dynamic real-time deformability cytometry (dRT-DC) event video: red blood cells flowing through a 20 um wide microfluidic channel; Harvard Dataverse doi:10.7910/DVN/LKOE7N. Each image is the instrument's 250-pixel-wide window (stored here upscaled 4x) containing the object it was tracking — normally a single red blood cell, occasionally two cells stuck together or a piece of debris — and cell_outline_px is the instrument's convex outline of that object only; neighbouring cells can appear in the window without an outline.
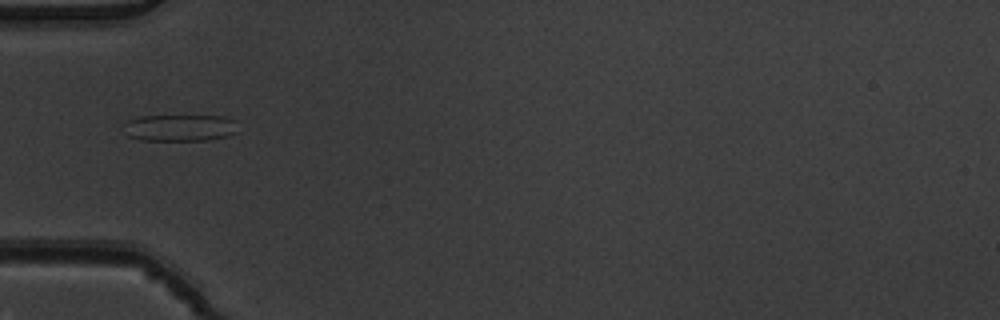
{"species": "common noctule bat (a hibernating species)", "species_latin": "Nyctalus noctula", "temperature_condition": "warm", "stored_images_in_passage": 4, "camera_frame_rate_fps": 3000, "um_per_image_px": 0.085, "animal": {"sex": "male", "body_mass_g": 19.5, "forearm_length_mm": 54.6}, "frame": {"image": 1, "passage_image": 1, "time_ms": 0.0, "image_size_px": [1000, 320], "cell_outline_px": [[240, 132], [228, 136], [208, 140], [140, 140], [128, 136], [120, 128], [120, 124], [124, 120], [140, 116], [224, 116], [236, 120]], "centroid_in_image_um": [15.25, 10.86], "position_along_channel_um": 69.7, "area_um2": 18.5}}
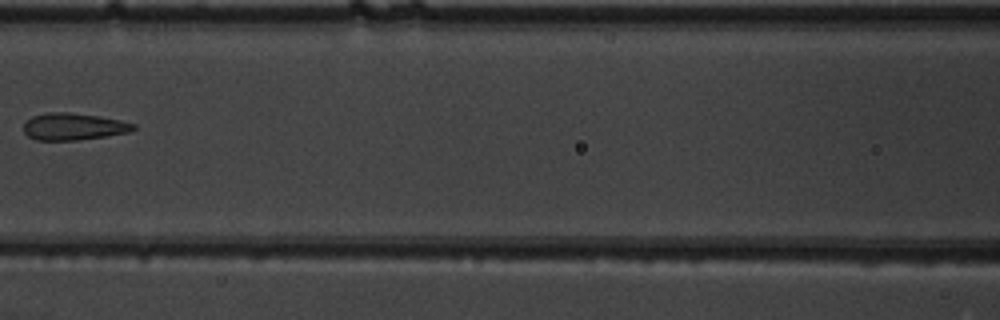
{"frame": {"image": 2, "passage_image": 3, "time_ms": 0.667, "image_size_px": [1000, 320], "cell_outline_px": [[136, 128], [128, 132], [104, 136], [76, 140], [36, 140], [28, 136], [24, 132], [24, 124], [32, 116], [48, 112], [68, 112], [96, 116], [120, 120], [136, 124]], "centroid_in_image_um": [6.23, 10.76], "position_along_channel_um": 160.4, "area_um2": 17.05}}
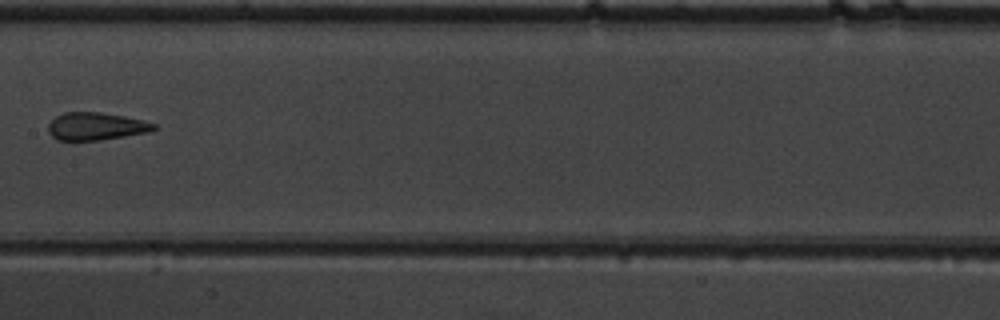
{"frame": {"image": 3, "passage_image": 4, "time_ms": 1.0, "image_size_px": [1000, 320], "cell_outline_px": [[156, 128], [148, 132], [100, 140], [56, 140], [48, 132], [48, 124], [56, 116], [64, 112], [100, 112], [124, 116], [144, 120], [156, 124]], "centroid_in_image_um": [8.14, 10.73], "position_along_channel_um": 199.3, "area_um2": 16.99}}